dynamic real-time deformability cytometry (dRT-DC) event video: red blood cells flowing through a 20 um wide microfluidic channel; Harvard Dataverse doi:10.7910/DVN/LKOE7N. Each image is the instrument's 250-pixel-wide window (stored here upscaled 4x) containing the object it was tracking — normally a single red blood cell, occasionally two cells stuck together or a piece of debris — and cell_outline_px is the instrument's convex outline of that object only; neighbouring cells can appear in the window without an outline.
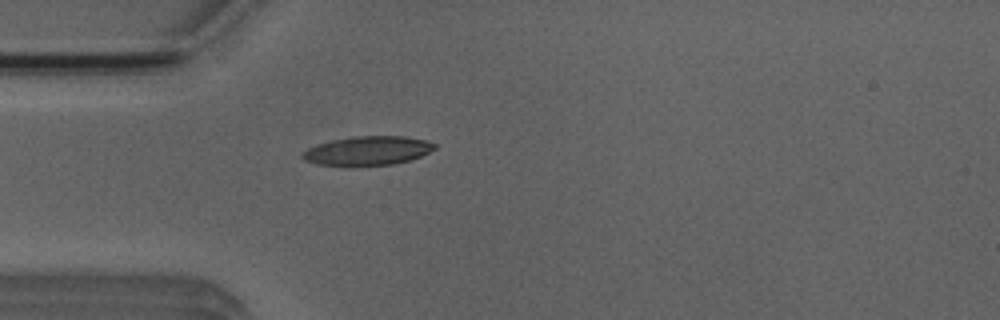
{"species": "Egyptian fruit bat (a non-hibernating species)", "species_latin": "Rousettus aegyptiacus", "temperature_condition": "room temperature", "stored_images_in_passage": 2, "camera_frame_rate_fps": 3000, "um_per_image_px": 0.085, "animal": {"sex": "male"}, "frame": {"image": 1, "passage_image": 2, "time_ms": 1.0, "image_size_px": [1000, 320], "cell_outline_px": [[436, 148], [420, 156], [408, 160], [392, 164], [348, 168], [316, 164], [304, 160], [300, 156], [308, 148], [332, 140], [356, 136], [404, 136], [424, 140], [436, 144]], "centroid_in_image_um": [31.2, 12.85], "position_along_channel_um": 53.8, "area_um2": 22.66}}